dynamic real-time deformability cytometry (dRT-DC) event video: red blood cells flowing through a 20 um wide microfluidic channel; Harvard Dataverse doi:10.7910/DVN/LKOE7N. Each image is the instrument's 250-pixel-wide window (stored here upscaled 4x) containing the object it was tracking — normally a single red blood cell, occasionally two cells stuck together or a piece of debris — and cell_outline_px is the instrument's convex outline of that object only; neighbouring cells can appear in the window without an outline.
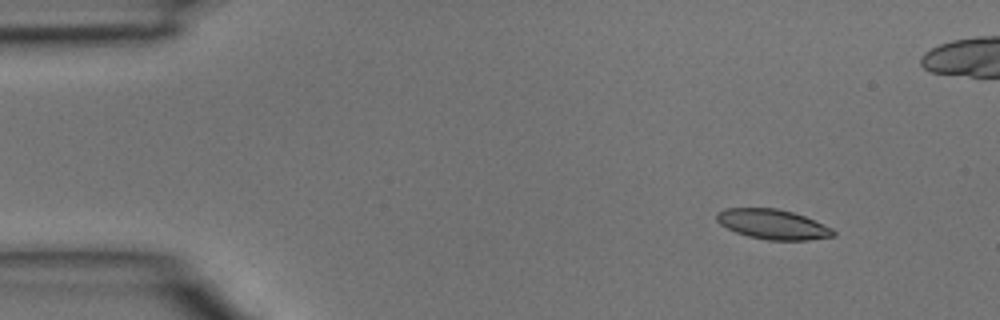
{"species": "common noctule bat (a hibernating species)", "species_latin": "Nyctalus noctula", "temperature_condition": "room temperature", "stored_images_in_passage": 4, "camera_frame_rate_fps": 3000, "um_per_image_px": 0.085, "animal": {"sex": "male", "body_mass_g": 15.6}, "frame": {"image": 1, "passage_image": 1, "time_ms": 0.0, "image_size_px": [1000, 320], "cell_outline_px": [[836, 236], [808, 240], [768, 240], [748, 236], [736, 232], [720, 224], [716, 220], [716, 212], [724, 208], [776, 208], [792, 212], [804, 216], [832, 228], [836, 232]], "centroid_in_image_um": [65.68, 19.06], "position_along_channel_um": 19.3, "area_um2": 20.29}}